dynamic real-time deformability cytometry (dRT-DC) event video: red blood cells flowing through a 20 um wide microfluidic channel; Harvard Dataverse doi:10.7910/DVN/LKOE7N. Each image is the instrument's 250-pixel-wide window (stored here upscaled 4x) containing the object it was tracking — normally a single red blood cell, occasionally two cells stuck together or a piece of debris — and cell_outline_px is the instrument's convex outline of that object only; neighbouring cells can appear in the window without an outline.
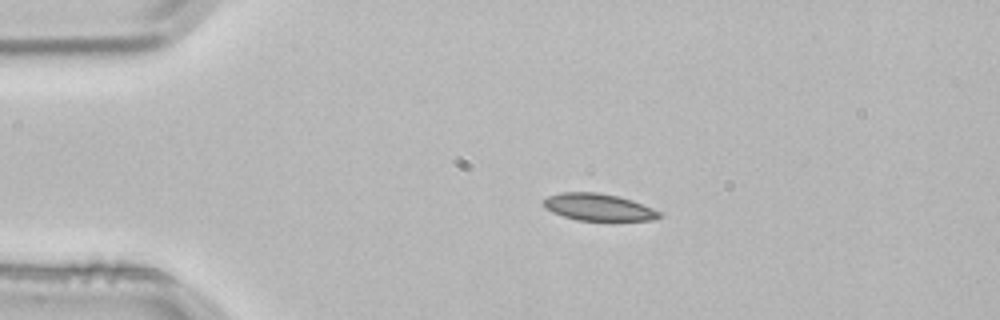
{"species": "common noctule bat (a hibernating species)", "species_latin": "Nyctalus noctula", "temperature_condition": "room temperature", "stored_images_in_passage": 2, "camera_frame_rate_fps": 3000, "um_per_image_px": 0.085, "animal": {"sex": "male", "body_mass_g": 21.5, "forearm_length_mm": 52.0}, "frame": {"image": 1, "passage_image": 1, "time_ms": 0.0, "image_size_px": [1000, 320], "cell_outline_px": [[660, 216], [656, 220], [576, 220], [552, 212], [544, 208], [544, 200], [548, 196], [560, 192], [596, 192], [616, 196], [632, 200], [652, 208], [660, 212]], "centroid_in_image_um": [50.84, 17.61], "position_along_channel_um": 34.2, "area_um2": 18.03}}